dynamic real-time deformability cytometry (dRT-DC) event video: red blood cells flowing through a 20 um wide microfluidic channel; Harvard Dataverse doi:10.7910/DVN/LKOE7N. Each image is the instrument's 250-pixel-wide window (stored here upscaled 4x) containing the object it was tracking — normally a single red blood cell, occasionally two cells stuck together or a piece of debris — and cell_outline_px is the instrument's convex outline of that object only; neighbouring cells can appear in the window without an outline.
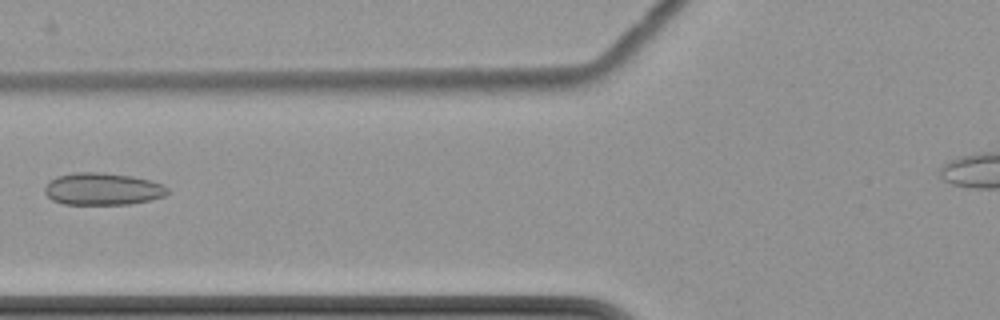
{"species": "common noctule bat (a hibernating species)", "species_latin": "Nyctalus noctula", "temperature_condition": "cold", "stored_images_in_passage": 4, "camera_frame_rate_fps": 3000, "um_per_image_px": 0.085, "animal": {"sex": "female", "body_mass_g": 22.7, "forearm_length_mm": 54.2}, "frame": {"image": 1, "passage_image": 3, "time_ms": 2.667, "image_size_px": [1000, 320], "cell_outline_px": [[168, 192], [164, 196], [148, 200], [128, 204], [64, 204], [52, 200], [44, 192], [44, 188], [56, 176], [72, 172], [104, 172], [132, 176], [152, 180], [164, 184], [168, 188]], "centroid_in_image_um": [8.73, 16.05], "position_along_channel_um": 117.1, "area_um2": 23.12}}
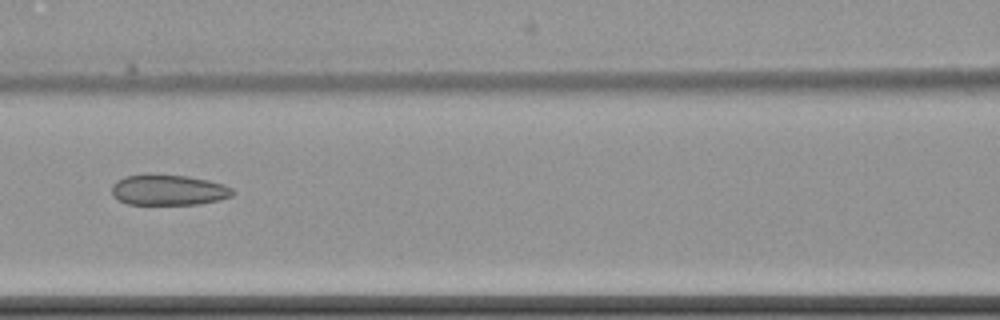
{"frame": {"image": 2, "passage_image": 4, "time_ms": 3.667, "image_size_px": [1000, 320], "cell_outline_px": [[236, 192], [232, 196], [200, 204], [128, 204], [112, 196], [112, 184], [116, 180], [124, 176], [188, 176], [208, 180], [224, 184], [232, 188]], "centroid_in_image_um": [14.34, 16.17], "position_along_channel_um": 152.3, "area_um2": 21.15}}